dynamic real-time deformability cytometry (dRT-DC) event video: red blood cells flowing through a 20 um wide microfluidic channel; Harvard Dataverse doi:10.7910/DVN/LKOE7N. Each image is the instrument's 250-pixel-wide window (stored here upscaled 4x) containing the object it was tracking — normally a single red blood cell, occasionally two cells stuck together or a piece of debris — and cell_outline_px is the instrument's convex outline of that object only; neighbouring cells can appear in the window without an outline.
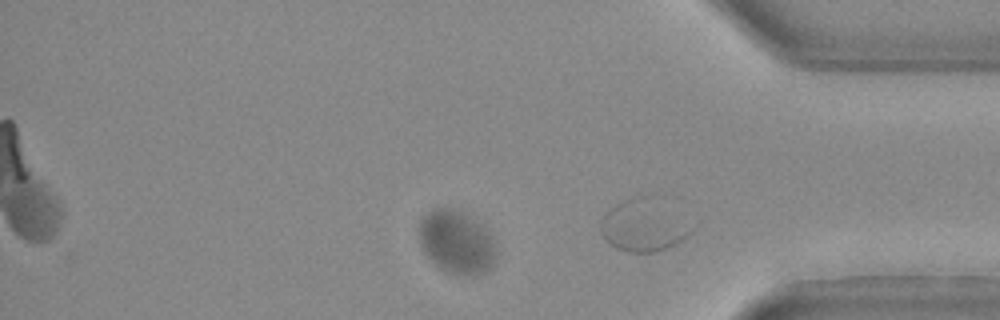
{"species": "Egyptian fruit bat (a non-hibernating species)", "species_latin": "Rousettus aegyptiacus", "temperature_condition": "warm", "stored_images_in_passage": 21, "camera_frame_rate_fps": 3000, "um_per_image_px": 0.085, "animal": {"sex": "female"}, "frame": {"image": 1, "passage_image": 21, "time_ms": 6.667, "image_size_px": [1000, 320], "cell_outline_px": [[696, 228], [684, 240], [676, 244], [656, 252], [628, 252], [616, 248], [608, 244], [604, 240], [600, 232], [600, 224], [604, 216], [612, 208], [620, 204]], "centroid_in_image_um": [54.48, 19.59], "position_along_channel_um": 380.7, "area_um2": 21.68}}